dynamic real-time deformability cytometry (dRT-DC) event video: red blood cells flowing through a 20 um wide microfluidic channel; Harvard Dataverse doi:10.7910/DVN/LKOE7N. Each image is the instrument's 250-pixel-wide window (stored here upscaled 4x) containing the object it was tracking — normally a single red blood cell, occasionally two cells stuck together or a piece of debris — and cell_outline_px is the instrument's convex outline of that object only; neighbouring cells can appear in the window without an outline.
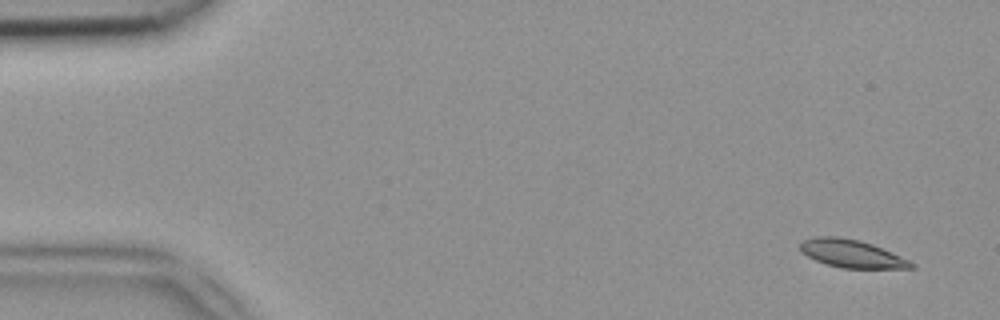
{"species": "common noctule bat (a hibernating species)", "species_latin": "Nyctalus noctula", "temperature_condition": "room temperature", "stored_images_in_passage": 48, "camera_frame_rate_fps": 3000, "um_per_image_px": 0.085, "animal": {"sex": "female", "body_mass_g": 18.4}, "frame": {"image": 1, "passage_image": 1, "time_ms": 0.0, "image_size_px": [1000, 320], "cell_outline_px": [[916, 268], [840, 268], [816, 260], [800, 252], [800, 244], [804, 240], [812, 236], [840, 236], [860, 240], [872, 244], [900, 256], [916, 264]], "centroid_in_image_um": [72.37, 21.55], "position_along_channel_um": 12.6, "area_um2": 18.03}}
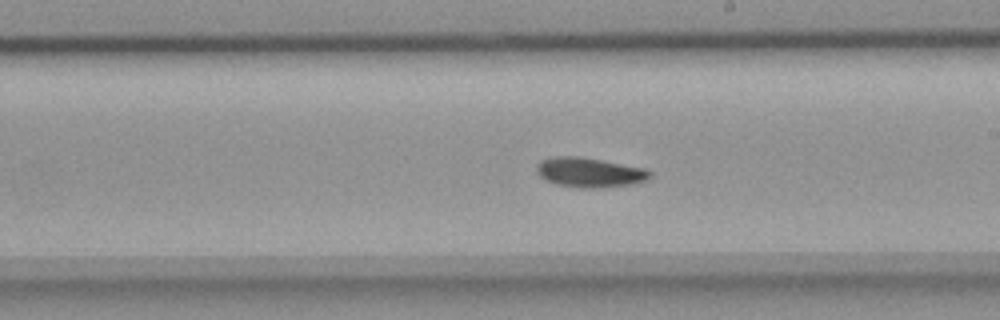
{"frame": {"image": 2, "passage_image": 27, "time_ms": 8.667, "image_size_px": [1000, 320], "cell_outline_px": [[652, 176], [644, 180], [632, 184], [604, 188], [580, 188], [556, 184], [544, 180], [536, 172], [536, 164], [540, 160], [552, 156], [580, 156], [648, 168], [652, 172]], "centroid_in_image_um": [50.1, 14.65], "position_along_channel_um": 238.9, "area_um2": 20.06}}
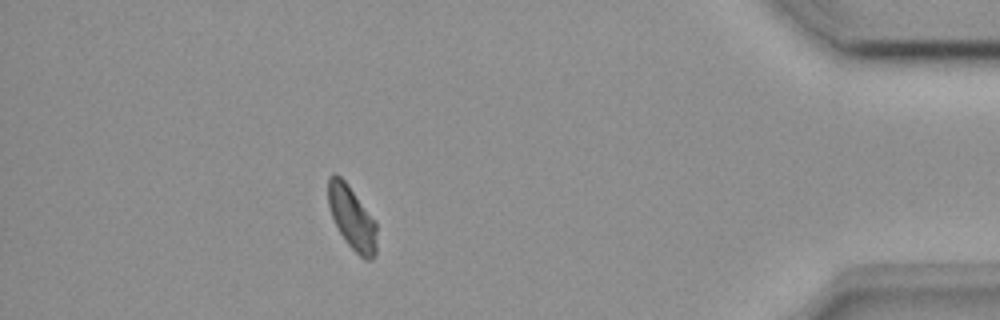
{"frame": {"image": 3, "passage_image": 43, "time_ms": 14.0, "image_size_px": [1000, 320], "cell_outline_px": [[376, 252], [372, 260], [364, 260], [344, 240], [332, 216], [328, 204], [328, 176], [332, 172], [336, 172], [348, 184], [376, 220]], "centroid_in_image_um": [29.92, 18.49], "position_along_channel_um": 405.3, "area_um2": 18.09}}